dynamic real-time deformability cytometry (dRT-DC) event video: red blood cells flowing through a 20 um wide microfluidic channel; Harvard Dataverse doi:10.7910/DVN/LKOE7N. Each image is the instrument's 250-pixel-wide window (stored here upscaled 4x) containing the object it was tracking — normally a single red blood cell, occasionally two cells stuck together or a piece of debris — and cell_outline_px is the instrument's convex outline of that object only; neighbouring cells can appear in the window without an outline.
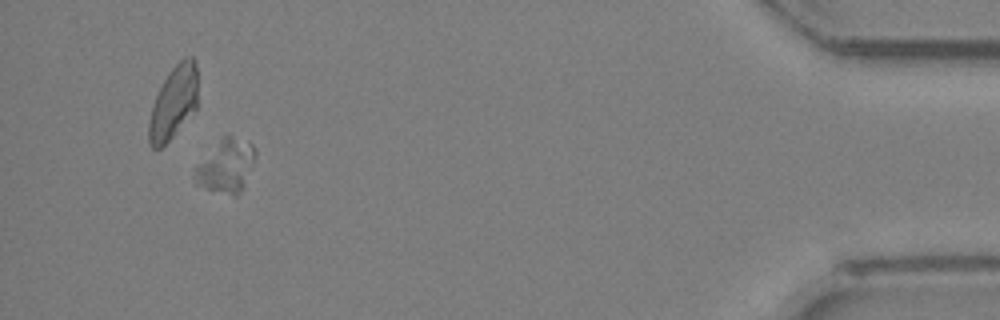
{"species": "Egyptian fruit bat (a non-hibernating species)", "species_latin": "Rousettus aegyptiacus", "temperature_condition": "room temperature", "stored_images_in_passage": 31, "camera_frame_rate_fps": 3000, "um_per_image_px": 0.085, "animal": {"sex": "female"}, "frame": {"image": 1, "passage_image": 29, "time_ms": 9.333, "image_size_px": [1000, 320], "cell_outline_px": [[256, 156], [244, 184], [240, 192], [236, 196], [208, 188], [196, 184], [196, 164], [224, 136], [232, 136], [252, 144], [256, 148]], "centroid_in_image_um": [19.24, 14.09], "position_along_channel_um": 416.0, "area_um2": 18.09}}